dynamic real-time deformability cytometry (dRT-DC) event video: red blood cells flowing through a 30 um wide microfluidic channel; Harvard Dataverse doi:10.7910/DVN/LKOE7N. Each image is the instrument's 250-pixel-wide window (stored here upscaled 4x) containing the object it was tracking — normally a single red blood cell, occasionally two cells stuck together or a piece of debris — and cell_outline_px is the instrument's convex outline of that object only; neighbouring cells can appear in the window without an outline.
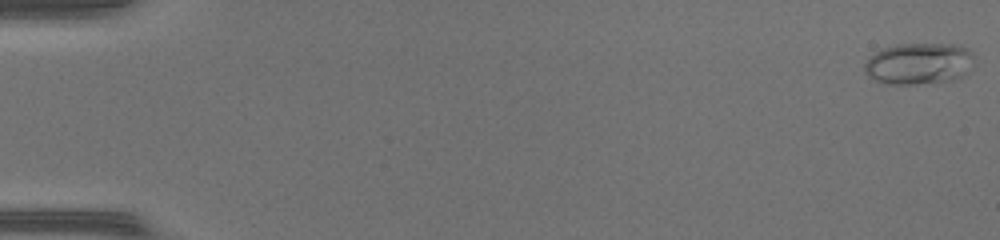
{"species": "common noctule bat (a hibernating species)", "species_latin": "Nyctalus noctula", "temperature_condition": "warm", "stored_images_in_passage": 49, "camera_frame_rate_fps": 3000, "um_per_image_px": 0.085, "animal": {"sex": "female", "body_mass_g": 17.0, "forearm_length_mm": 48.0}, "frame": {"image": 1, "passage_image": 1, "time_ms": 0.0, "image_size_px": [1000, 240], "cell_outline_px": [[972, 56], [960, 76], [952, 80], [912, 84], [888, 84], [876, 80], [868, 76], [864, 72], [864, 64], [876, 52], [884, 48], [900, 44], [952, 44], [968, 48], [972, 52]], "centroid_in_image_um": [78.02, 5.4], "position_along_channel_um": 7.0, "area_um2": 25.72}}
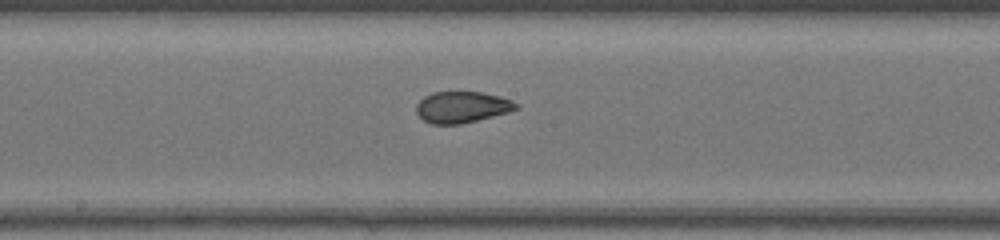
{"frame": {"image": 2, "passage_image": 27, "time_ms": 8.667, "image_size_px": [1000, 240], "cell_outline_px": [[520, 108], [508, 112], [460, 124], [432, 124], [424, 120], [416, 112], [416, 104], [424, 96], [432, 92], [480, 92], [500, 96], [512, 100], [520, 104]], "centroid_in_image_um": [39.28, 9.09], "position_along_channel_um": 208.9, "area_um2": 18.21}}
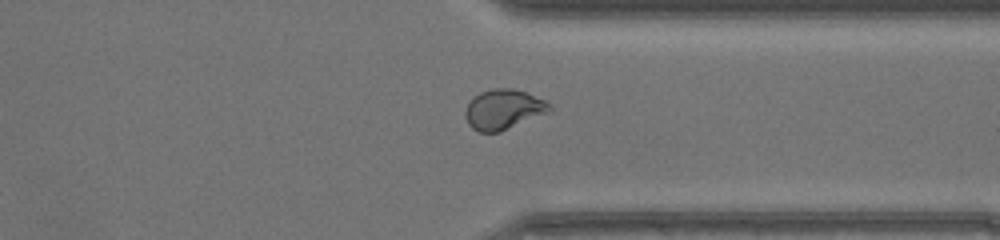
{"frame": {"image": 3, "passage_image": 38, "time_ms": 12.333, "image_size_px": [1000, 240], "cell_outline_px": [[552, 112], [500, 132], [480, 132], [472, 128], [468, 124], [464, 116], [464, 112], [468, 104], [480, 92], [492, 88], [512, 88], [528, 92], [552, 104]], "centroid_in_image_um": [42.84, 9.3], "position_along_channel_um": 368.6, "area_um2": 20.0}, "authors_computed_cell_mechanics": {"area_um2": 20.23, "velocity_mm_per_s": 4.3751, "shape_relaxation_time_tau1_ms": null, "shape_relaxation_time_tau2_ms": 0.9056, "deformation_change_tau1": null, "deformation_change_tau2": 0.0731}}